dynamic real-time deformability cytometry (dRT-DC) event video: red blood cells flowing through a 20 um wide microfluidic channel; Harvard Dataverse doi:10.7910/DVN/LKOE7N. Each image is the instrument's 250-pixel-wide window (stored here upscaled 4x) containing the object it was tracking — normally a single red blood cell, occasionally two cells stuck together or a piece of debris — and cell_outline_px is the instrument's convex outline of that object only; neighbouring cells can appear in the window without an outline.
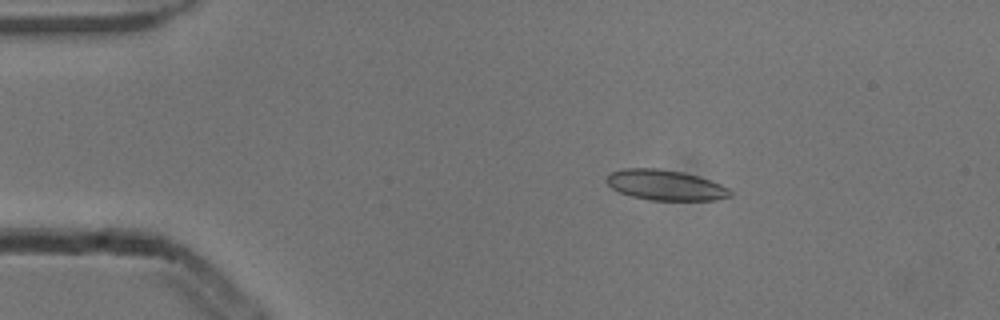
{"species": "common noctule bat (a hibernating species)", "species_latin": "Nyctalus noctula", "temperature_condition": "cold", "stored_images_in_passage": 7, "camera_frame_rate_fps": 3000, "um_per_image_px": 0.085, "animal": {"sex": "male", "body_mass_g": 13.3}, "frame": {"image": 1, "passage_image": 3, "time_ms": 0.667, "image_size_px": [1000, 320], "cell_outline_px": [[732, 196], [716, 200], [652, 200], [632, 196], [620, 192], [612, 188], [604, 180], [612, 172], [624, 168], [656, 168], [680, 172], [696, 176], [720, 184], [728, 188], [732, 192]], "centroid_in_image_um": [56.55, 15.74], "position_along_channel_um": 28.5, "area_um2": 21.62}}
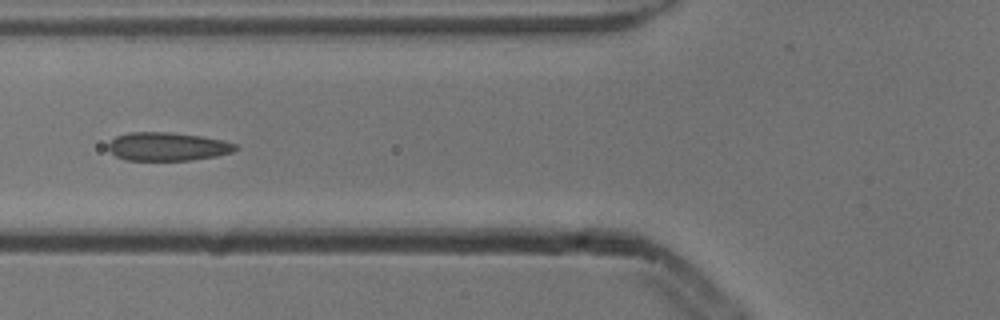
{"frame": {"image": 2, "passage_image": 6, "time_ms": 1.667, "image_size_px": [1000, 320], "cell_outline_px": [[240, 148], [232, 152], [216, 156], [188, 160], [128, 160], [116, 156], [108, 148], [108, 144], [116, 136], [128, 132], [172, 132], [200, 136], [224, 140], [236, 144]], "centroid_in_image_um": [14.26, 12.45], "position_along_channel_um": 111.5, "area_um2": 21.04}}
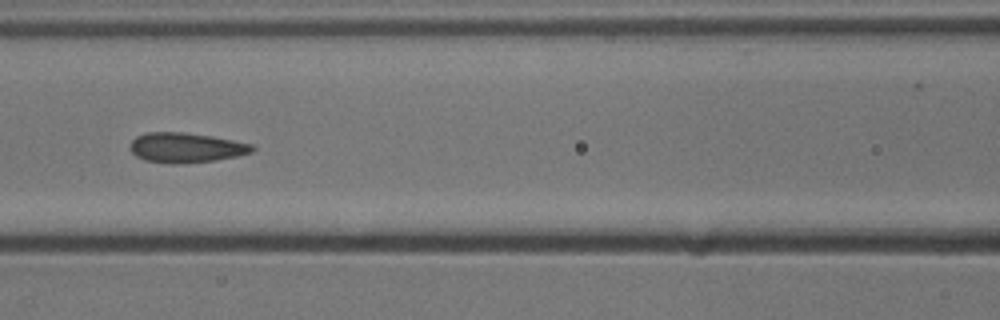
{"frame": {"image": 3, "passage_image": 7, "time_ms": 2.0, "image_size_px": [1000, 320], "cell_outline_px": [[256, 148], [252, 152], [236, 156], [216, 160], [180, 164], [168, 164], [144, 160], [136, 156], [132, 152], [132, 140], [136, 136], [148, 132], [184, 132], [212, 136], [252, 144]], "centroid_in_image_um": [15.81, 12.55], "position_along_channel_um": 150.8, "area_um2": 21.27}}